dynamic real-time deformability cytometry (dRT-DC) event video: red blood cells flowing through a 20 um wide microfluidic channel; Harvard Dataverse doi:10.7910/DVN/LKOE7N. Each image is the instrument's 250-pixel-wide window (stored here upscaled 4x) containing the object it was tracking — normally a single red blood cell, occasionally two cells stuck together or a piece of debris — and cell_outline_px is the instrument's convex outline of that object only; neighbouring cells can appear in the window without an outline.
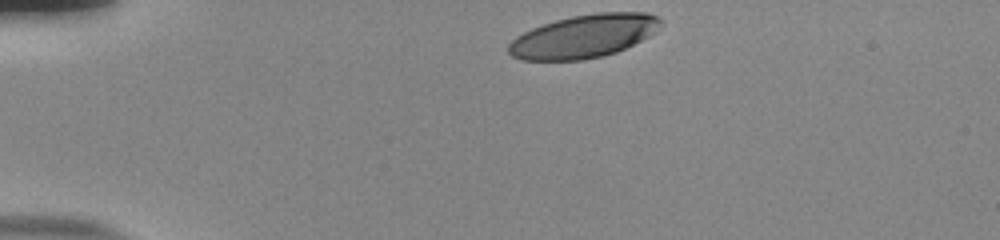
{"species": "human", "species_latin": "Homo sapiens", "temperature_condition": "room temperature", "stored_images_in_passage": 36, "camera_frame_rate_fps": 3000, "um_per_image_px": 0.085, "donor": {"sex": "male"}, "frame": {"image": 1, "passage_image": 1, "time_ms": 0.0, "image_size_px": [1000, 240], "cell_outline_px": [[664, 24], [648, 36], [616, 52], [600, 56], [580, 60], [520, 60], [512, 56], [508, 52], [508, 44], [516, 36], [532, 28], [556, 20], [572, 16], [596, 12], [648, 12], [660, 16], [664, 20]], "centroid_in_image_um": [49.65, 3.06], "position_along_channel_um": 35.4, "area_um2": 38.26}}
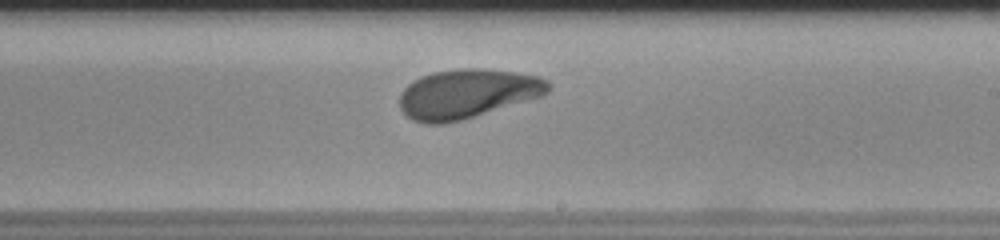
{"frame": {"image": 2, "passage_image": 23, "time_ms": 7.333, "image_size_px": [1000, 240], "cell_outline_px": [[552, 84], [548, 92], [544, 96], [460, 120], [444, 124], [424, 124], [412, 120], [400, 108], [400, 92], [408, 84], [420, 76], [432, 72], [464, 68], [484, 68], [516, 72], [536, 76], [548, 80]], "centroid_in_image_um": [39.73, 7.96], "position_along_channel_um": 249.3, "area_um2": 42.83}}
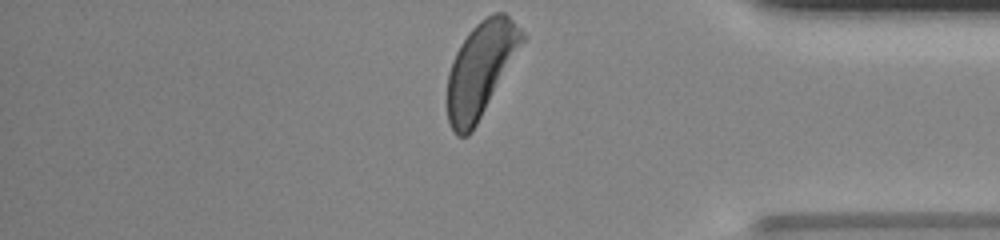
{"frame": {"image": 3, "passage_image": 36, "time_ms": 11.667, "image_size_px": [1000, 240], "cell_outline_px": [[528, 36], [472, 132], [468, 136], [456, 136], [448, 120], [448, 72], [452, 60], [460, 44], [468, 32], [480, 20], [496, 12], [504, 12]], "centroid_in_image_um": [40.87, 5.87], "position_along_channel_um": 394.3, "area_um2": 40.98}, "authors_computed_cell_mechanics": {"area_um2": 41.9628, "velocity_mm_per_s": 3.751, "shape_relaxation_time_tau1_ms": 2.8441, "shape_relaxation_time_tau2_ms": 2.6784, "deformation_change_tau1": 0.137, "deformation_change_tau2": 0.0971}}